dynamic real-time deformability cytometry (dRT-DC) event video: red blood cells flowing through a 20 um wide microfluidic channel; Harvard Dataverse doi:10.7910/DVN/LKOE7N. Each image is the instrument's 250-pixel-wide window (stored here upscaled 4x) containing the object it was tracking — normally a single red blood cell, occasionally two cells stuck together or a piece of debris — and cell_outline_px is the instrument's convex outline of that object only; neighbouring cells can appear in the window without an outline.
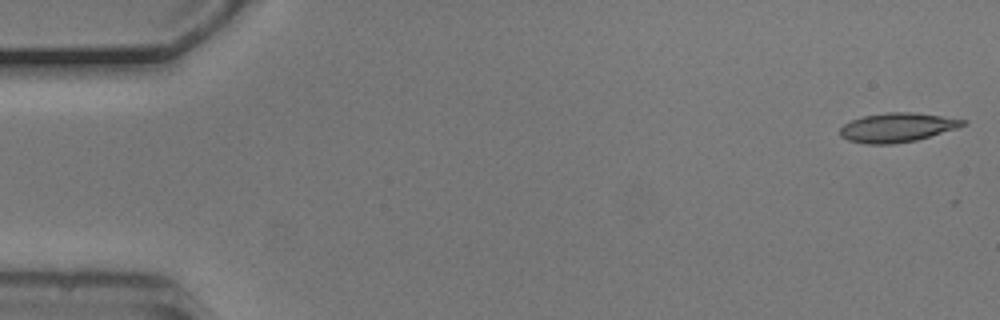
{"species": "common noctule bat (a hibernating species)", "species_latin": "Nyctalus noctula", "temperature_condition": "cold", "stored_images_in_passage": 53, "camera_frame_rate_fps": 3000, "um_per_image_px": 0.085, "animal": {"sex": "male", "body_mass_g": 20.5, "forearm_length_mm": 52.5}, "frame": {"image": 1, "passage_image": 1, "time_ms": 0.0, "image_size_px": [1000, 320], "cell_outline_px": [[968, 124], [956, 128], [916, 140], [892, 144], [864, 144], [848, 140], [840, 136], [840, 128], [844, 124], [852, 120], [864, 116], [888, 112], [912, 112], [968, 120]], "centroid_in_image_um": [76.25, 10.84], "position_along_channel_um": 8.7, "area_um2": 20.75}}
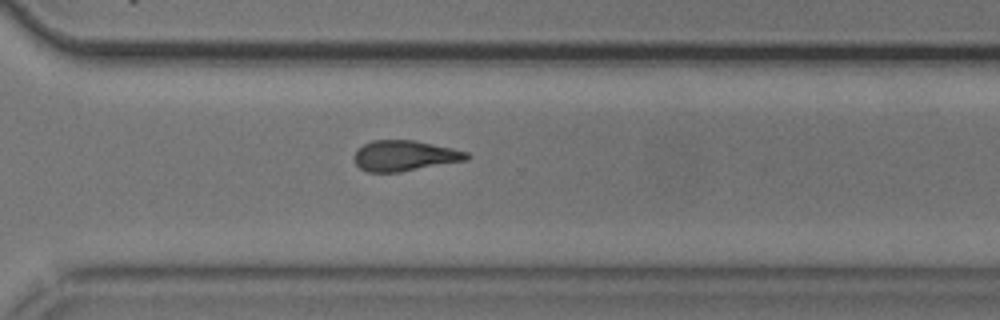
{"frame": {"image": 2, "passage_image": 38, "time_ms": 12.333, "image_size_px": [1000, 320], "cell_outline_px": [[472, 156], [468, 160], [400, 172], [368, 172], [360, 168], [356, 164], [356, 152], [364, 144], [372, 140], [412, 140], [452, 148], [468, 152]], "centroid_in_image_um": [34.45, 13.24], "position_along_channel_um": 336.2, "area_um2": 19.88}}
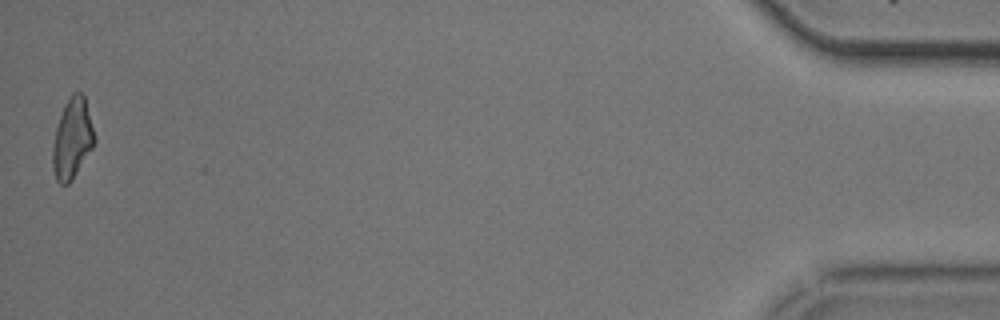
{"frame": {"image": 3, "passage_image": 53, "time_ms": 17.333, "image_size_px": [1000, 320], "cell_outline_px": [[96, 140], [92, 148], [72, 180], [68, 184], [60, 184], [56, 180], [52, 168], [52, 148], [56, 128], [60, 116], [72, 92], [80, 92], [84, 96], [96, 136]], "centroid_in_image_um": [6.15, 11.81], "position_along_channel_um": 429.1, "area_um2": 19.42}, "authors_computed_cell_mechanics": {"area_um2": 20.3456, "velocity_mm_per_s": 3.7326, "shape_relaxation_time_tau1_ms": 9.8706, "shape_relaxation_time_tau2_ms": null, "deformation_change_tau1": 0.1981, "deformation_change_tau2": null}}